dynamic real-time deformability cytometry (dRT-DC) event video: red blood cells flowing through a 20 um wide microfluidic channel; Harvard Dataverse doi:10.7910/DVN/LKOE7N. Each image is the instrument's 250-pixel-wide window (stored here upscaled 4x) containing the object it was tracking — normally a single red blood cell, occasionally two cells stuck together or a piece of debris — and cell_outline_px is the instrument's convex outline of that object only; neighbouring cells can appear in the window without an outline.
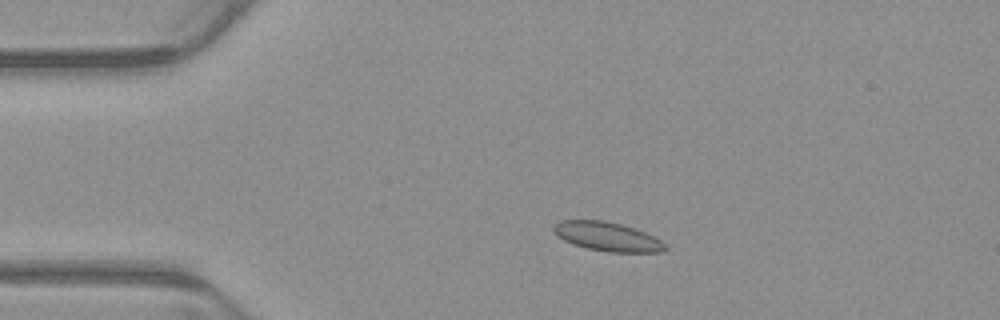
{"species": "common noctule bat (a hibernating species)", "species_latin": "Nyctalus noctula", "temperature_condition": "warm", "stored_images_in_passage": 3, "camera_frame_rate_fps": 3000, "um_per_image_px": 0.085, "animal": {"sex": "male", "body_mass_g": 23.1, "forearm_length_mm": 52.7}, "frame": {"image": 1, "passage_image": 2, "time_ms": 0.333, "image_size_px": [1000, 320], "cell_outline_px": [[668, 248], [660, 252], [608, 252], [588, 248], [564, 240], [552, 232], [552, 228], [560, 220], [604, 220], [620, 224], [644, 232], [660, 240]], "centroid_in_image_um": [51.6, 20.1], "position_along_channel_um": 33.4, "area_um2": 18.55}}